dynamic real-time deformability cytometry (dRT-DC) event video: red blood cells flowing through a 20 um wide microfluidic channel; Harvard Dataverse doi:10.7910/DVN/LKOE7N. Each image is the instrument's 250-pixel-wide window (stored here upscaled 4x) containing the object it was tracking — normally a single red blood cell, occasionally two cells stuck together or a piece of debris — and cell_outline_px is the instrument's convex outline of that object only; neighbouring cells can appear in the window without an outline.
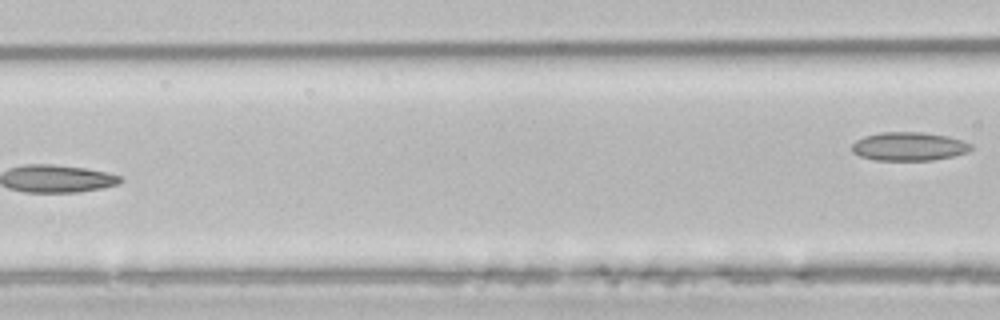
{"species": "common noctule bat (a hibernating species)", "species_latin": "Nyctalus noctula", "temperature_condition": "room temperature", "stored_images_in_passage": 5, "camera_frame_rate_fps": 3000, "um_per_image_px": 0.085, "animal": {"sex": "male", "body_mass_g": 21.5, "forearm_length_mm": 52.0}, "frame": {"image": 1, "passage_image": 5, "time_ms": 6.333, "image_size_px": [1000, 320], "cell_outline_px": [[972, 148], [968, 152], [952, 156], [932, 160], [876, 160], [860, 156], [852, 152], [852, 144], [856, 140], [864, 136], [880, 132], [924, 132], [948, 136], [972, 144]], "centroid_in_image_um": [77.24, 12.44], "position_along_channel_um": 89.4, "area_um2": 19.83}}